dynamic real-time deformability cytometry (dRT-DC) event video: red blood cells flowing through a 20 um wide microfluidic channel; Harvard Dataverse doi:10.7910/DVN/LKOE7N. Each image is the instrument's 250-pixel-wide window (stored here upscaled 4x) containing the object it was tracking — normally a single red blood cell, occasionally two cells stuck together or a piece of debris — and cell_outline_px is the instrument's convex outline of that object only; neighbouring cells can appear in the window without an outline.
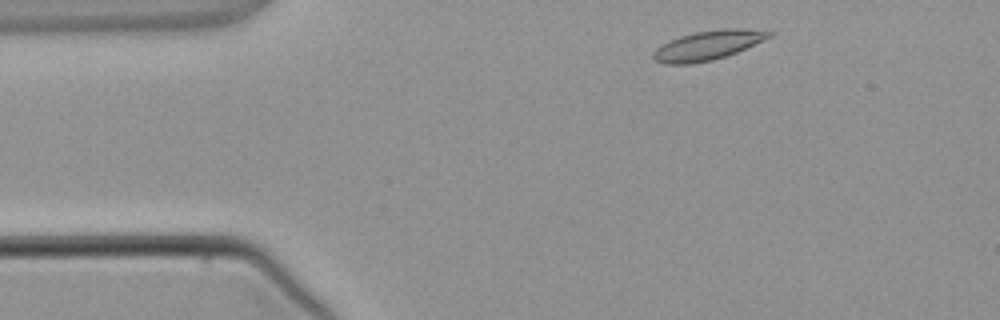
{"species": "common noctule bat (a hibernating species)", "species_latin": "Nyctalus noctula", "temperature_condition": "warm", "stored_images_in_passage": 3, "camera_frame_rate_fps": 3000, "um_per_image_px": 0.085, "animal": {"sex": "male", "body_mass_g": 21.5, "forearm_length_mm": 52.0}, "frame": {"image": 1, "passage_image": 1, "time_ms": 0.0, "image_size_px": [1000, 320], "cell_outline_px": [[772, 36], [764, 40], [736, 52], [712, 60], [692, 64], [664, 64], [656, 60], [652, 56], [656, 48], [680, 36], [696, 32], [724, 28], [744, 28], [772, 32]], "centroid_in_image_um": [60.18, 3.85], "position_along_channel_um": 24.8, "area_um2": 19.48}}
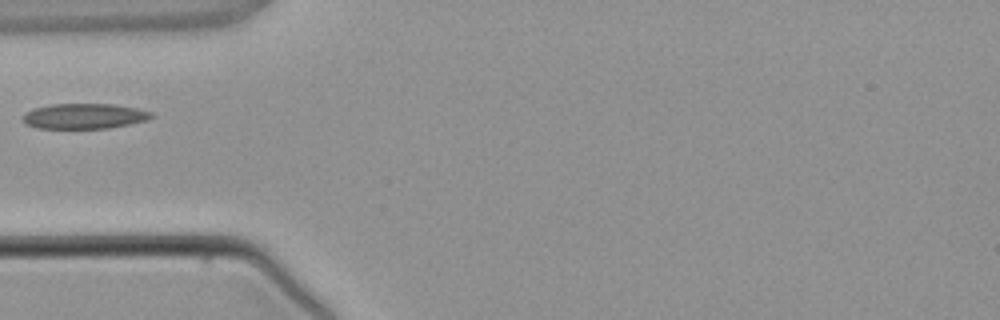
{"frame": {"image": 2, "passage_image": 3, "time_ms": 2.333, "image_size_px": [1000, 320], "cell_outline_px": [[152, 116], [148, 120], [108, 128], [36, 128], [24, 124], [20, 120], [20, 116], [24, 112], [36, 108], [52, 104], [112, 104], [140, 108], [152, 112]], "centroid_in_image_um": [7.11, 9.87], "position_along_channel_um": 77.9, "area_um2": 19.13}}